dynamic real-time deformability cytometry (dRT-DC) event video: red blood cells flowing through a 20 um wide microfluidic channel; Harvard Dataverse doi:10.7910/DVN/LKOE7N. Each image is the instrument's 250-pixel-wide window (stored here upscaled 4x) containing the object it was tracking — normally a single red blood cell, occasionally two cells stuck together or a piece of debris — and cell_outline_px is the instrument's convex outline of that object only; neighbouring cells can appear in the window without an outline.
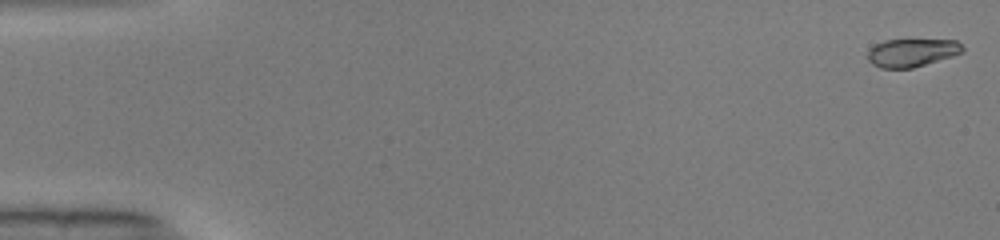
{"species": "common noctule bat (a hibernating species)", "species_latin": "Nyctalus noctula", "temperature_condition": "warm", "stored_images_in_passage": 50, "camera_frame_rate_fps": 3000, "um_per_image_px": 0.085, "animal": {"sex": "male", "body_mass_g": 19.0, "forearm_length_mm": 50.8}, "frame": {"image": 1, "passage_image": 1, "time_ms": 0.0, "image_size_px": [1000, 240], "cell_outline_px": [[964, 52], [952, 56], [912, 68], [880, 68], [872, 64], [868, 60], [868, 48], [884, 40], [956, 40], [964, 48]], "centroid_in_image_um": [77.48, 4.47], "position_along_channel_um": 7.5, "area_um2": 15.49}}
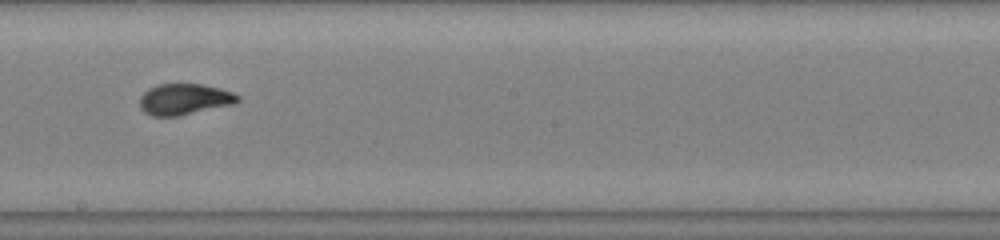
{"frame": {"image": 2, "passage_image": 29, "time_ms": 9.333, "image_size_px": [1000, 240], "cell_outline_px": [[240, 100], [236, 104], [176, 116], [152, 116], [144, 112], [140, 108], [140, 96], [148, 88], [156, 84], [200, 84], [220, 88], [232, 92], [240, 96]], "centroid_in_image_um": [15.67, 8.43], "position_along_channel_um": 232.5, "area_um2": 17.86}}
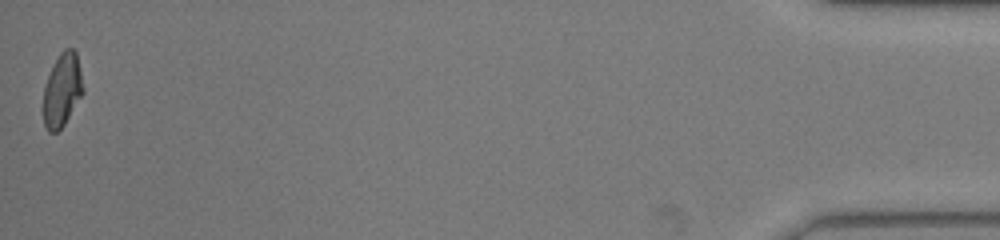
{"frame": {"image": 3, "passage_image": 50, "time_ms": 16.333, "image_size_px": [1000, 240], "cell_outline_px": [[84, 92], [64, 124], [56, 132], [48, 132], [44, 124], [44, 88], [48, 76], [60, 52], [64, 48], [72, 48], [76, 52], [84, 88]], "centroid_in_image_um": [5.3, 7.64], "position_along_channel_um": 429.9, "area_um2": 16.7}, "authors_computed_cell_mechanics": {"area_um2": 17.4556, "velocity_mm_per_s": 4.1019, "shape_relaxation_time_tau1_ms": 5.5476, "shape_relaxation_time_tau2_ms": null, "deformation_change_tau1": 0.2433, "deformation_change_tau2": null}}